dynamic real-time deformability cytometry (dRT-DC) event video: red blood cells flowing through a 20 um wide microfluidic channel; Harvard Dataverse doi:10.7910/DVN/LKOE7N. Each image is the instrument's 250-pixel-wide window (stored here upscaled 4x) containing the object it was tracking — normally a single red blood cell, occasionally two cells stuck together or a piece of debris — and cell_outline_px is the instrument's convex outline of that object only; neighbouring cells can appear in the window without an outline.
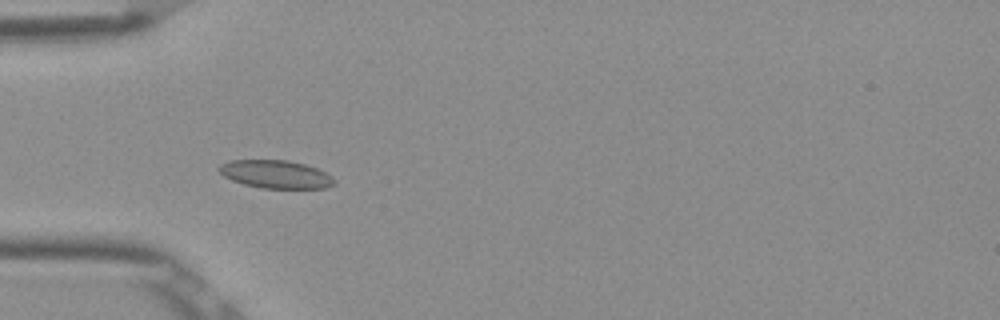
{"species": "Egyptian fruit bat (a non-hibernating species)", "species_latin": "Rousettus aegyptiacus", "temperature_condition": "room temperature", "stored_images_in_passage": 5, "camera_frame_rate_fps": 3000, "um_per_image_px": 0.085, "frame": {"image": 1, "passage_image": 4, "time_ms": 1.0, "image_size_px": [1000, 320], "cell_outline_px": [[336, 184], [328, 188], [260, 188], [244, 184], [232, 180], [224, 176], [216, 168], [220, 164], [228, 160], [288, 160], [304, 164], [316, 168], [332, 176], [336, 180]], "centroid_in_image_um": [23.44, 14.81], "position_along_channel_um": 61.6, "area_um2": 18.96}}
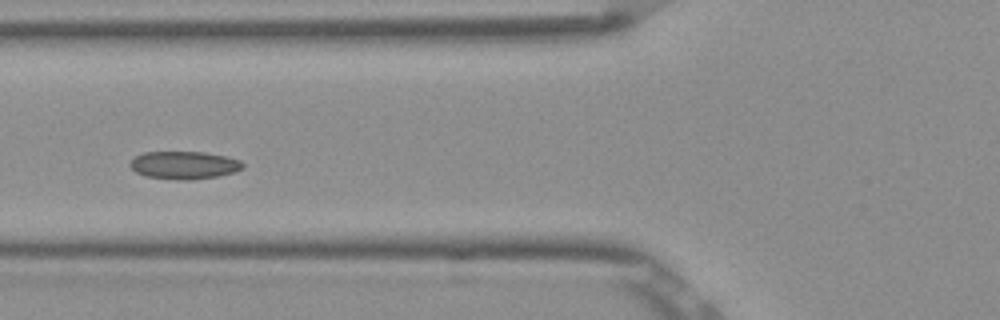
{"frame": {"image": 2, "passage_image": 5, "time_ms": 1.333, "image_size_px": [1000, 320], "cell_outline_px": [[244, 168], [232, 172], [216, 176], [188, 180], [180, 180], [148, 176], [136, 172], [128, 164], [136, 156], [144, 152], [204, 152], [224, 156], [240, 160], [244, 164]], "centroid_in_image_um": [15.65, 14.03], "position_along_channel_um": 110.2, "area_um2": 17.98}}